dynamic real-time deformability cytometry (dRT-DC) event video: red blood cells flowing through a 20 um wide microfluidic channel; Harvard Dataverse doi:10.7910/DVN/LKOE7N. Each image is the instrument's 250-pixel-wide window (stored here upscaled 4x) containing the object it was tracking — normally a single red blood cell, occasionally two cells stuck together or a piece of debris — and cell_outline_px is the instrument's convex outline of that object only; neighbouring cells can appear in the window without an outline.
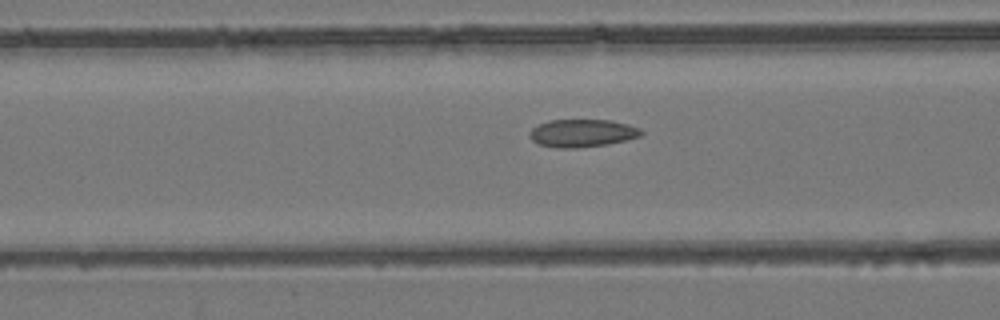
{"species": "common noctule bat (a hibernating species)", "species_latin": "Nyctalus noctula", "temperature_condition": "room temperature", "stored_images_in_passage": 4, "segment_of_instrument_passage": [2, 2], "camera_frame_rate_fps": 3000, "um_per_image_px": 0.085, "animal": {"sex": "female", "body_mass_g": 24.6, "forearm_length_mm": 56.2}, "frame": {"image": 1, "passage_image": 4, "time_ms": 3.333, "image_size_px": [1000, 320], "cell_outline_px": [[644, 132], [640, 136], [608, 144], [576, 148], [560, 148], [536, 144], [532, 140], [532, 128], [548, 120], [612, 120], [628, 124], [640, 128]], "centroid_in_image_um": [49.52, 11.31], "position_along_channel_um": 117.1, "area_um2": 17.92}}